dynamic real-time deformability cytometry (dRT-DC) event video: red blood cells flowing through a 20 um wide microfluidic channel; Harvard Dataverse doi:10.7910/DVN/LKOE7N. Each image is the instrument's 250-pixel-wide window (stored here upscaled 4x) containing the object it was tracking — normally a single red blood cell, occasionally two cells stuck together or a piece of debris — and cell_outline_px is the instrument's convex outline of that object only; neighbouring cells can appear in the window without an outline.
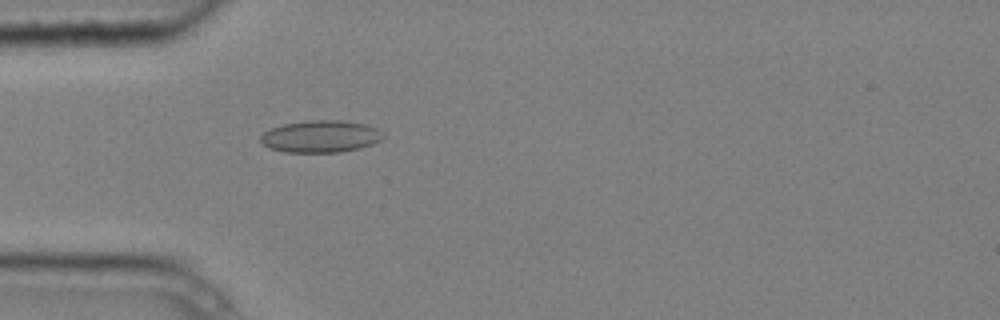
{"species": "common noctule bat (a hibernating species)", "species_latin": "Nyctalus noctula", "temperature_condition": "cold", "stored_images_in_passage": 2, "camera_frame_rate_fps": 3000, "um_per_image_px": 0.085, "animal": {"sex": "male", "body_mass_g": 20.4}, "frame": {"image": 1, "passage_image": 2, "time_ms": 0.333, "image_size_px": [1000, 320], "cell_outline_px": [[384, 136], [380, 140], [372, 144], [360, 148], [340, 152], [284, 152], [268, 148], [260, 140], [260, 136], [264, 132], [272, 128], [284, 124], [308, 120], [340, 120], [368, 124], [376, 128]], "centroid_in_image_um": [27.25, 11.59], "position_along_channel_um": 57.8, "area_um2": 22.89}}